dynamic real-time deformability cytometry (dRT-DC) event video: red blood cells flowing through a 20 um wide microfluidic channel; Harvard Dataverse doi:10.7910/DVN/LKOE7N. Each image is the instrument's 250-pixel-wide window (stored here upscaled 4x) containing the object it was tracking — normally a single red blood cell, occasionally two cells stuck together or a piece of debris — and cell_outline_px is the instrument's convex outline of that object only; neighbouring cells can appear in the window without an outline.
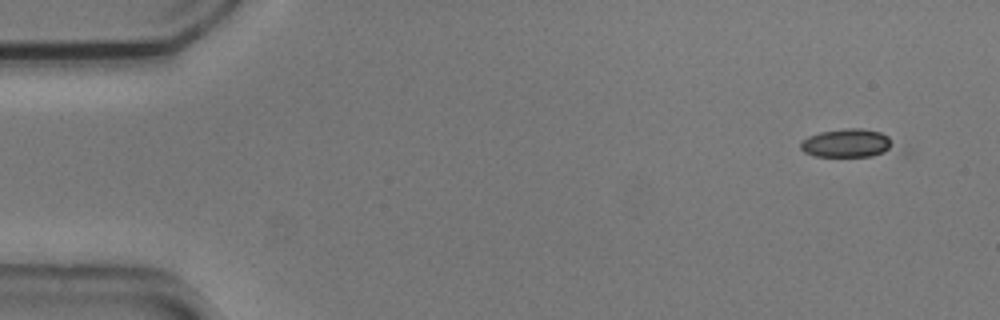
{"species": "common noctule bat (a hibernating species)", "species_latin": "Nyctalus noctula", "temperature_condition": "cold", "stored_images_in_passage": 6, "camera_frame_rate_fps": 3000, "um_per_image_px": 0.085, "animal": {"sex": "male", "body_mass_g": 20.5, "forearm_length_mm": 52.5}, "frame": {"image": 1, "passage_image": 1, "time_ms": 0.0, "image_size_px": [1000, 320], "cell_outline_px": [[888, 148], [884, 152], [872, 156], [816, 156], [804, 152], [800, 148], [800, 144], [808, 136], [820, 132], [848, 128], [860, 128], [880, 132], [888, 136]], "centroid_in_image_um": [71.9, 12.16], "position_along_channel_um": 13.1, "area_um2": 14.85}}
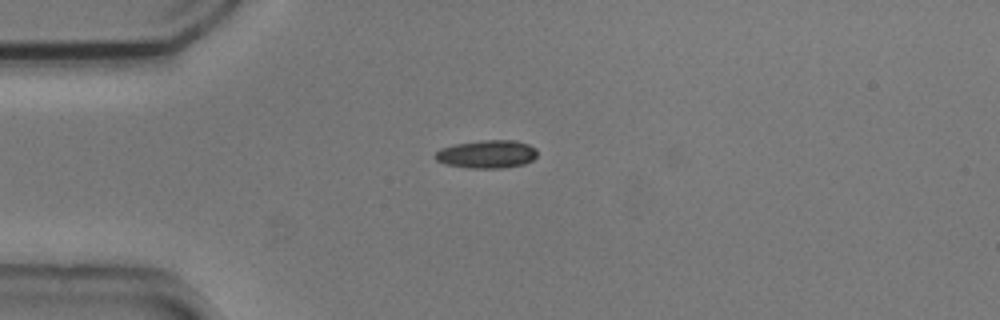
{"frame": {"image": 2, "passage_image": 4, "time_ms": 1.0, "image_size_px": [1000, 320], "cell_outline_px": [[536, 156], [532, 160], [524, 164], [500, 168], [468, 168], [444, 164], [436, 160], [432, 156], [440, 148], [456, 144], [484, 140], [516, 140], [528, 144], [536, 148]], "centroid_in_image_um": [41.36, 13.1], "position_along_channel_um": 43.6, "area_um2": 16.76}}